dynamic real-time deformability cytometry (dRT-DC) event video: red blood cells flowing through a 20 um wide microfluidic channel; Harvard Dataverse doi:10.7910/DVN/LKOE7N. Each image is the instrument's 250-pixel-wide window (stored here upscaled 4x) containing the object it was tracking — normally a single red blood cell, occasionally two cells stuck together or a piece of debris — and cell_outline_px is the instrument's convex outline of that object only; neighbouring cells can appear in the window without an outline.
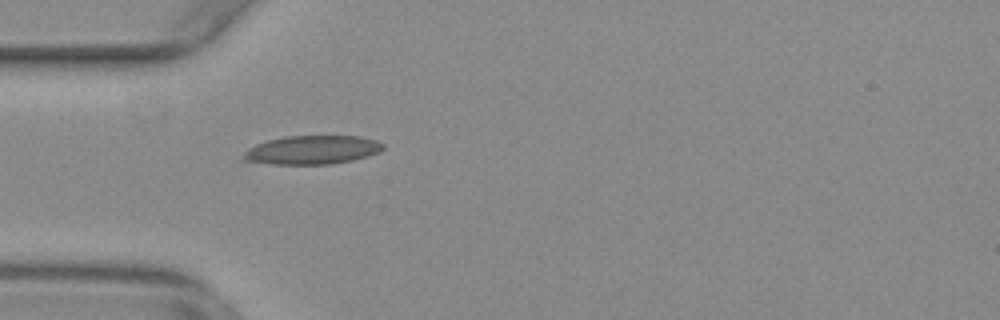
{"species": "common noctule bat (a hibernating species)", "species_latin": "Nyctalus noctula", "temperature_condition": "warm", "stored_images_in_passage": 37, "camera_frame_rate_fps": 3000, "um_per_image_px": 0.085, "animal": {"sex": "female", "body_mass_g": 29.2, "forearm_length_mm": 56.3}, "frame": {"image": 1, "passage_image": 2, "time_ms": 0.333, "image_size_px": [1000, 320], "cell_outline_px": [[384, 148], [368, 156], [352, 160], [332, 164], [272, 164], [240, 160], [240, 156], [248, 148], [256, 144], [268, 140], [284, 136], [360, 136], [376, 140], [384, 144]], "centroid_in_image_um": [26.49, 12.74], "position_along_channel_um": 58.5, "area_um2": 23.47}}
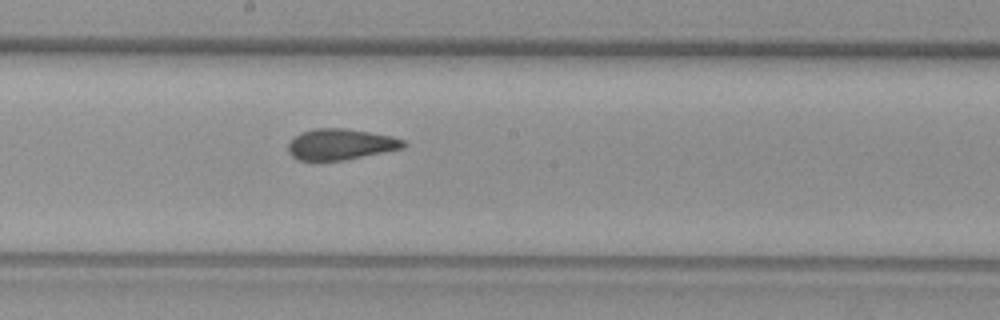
{"frame": {"image": 2, "passage_image": 15, "time_ms": 4.667, "image_size_px": [1000, 320], "cell_outline_px": [[404, 148], [344, 160], [296, 160], [288, 152], [288, 144], [300, 132], [316, 128], [344, 128], [392, 136], [404, 140]], "centroid_in_image_um": [28.93, 12.27], "position_along_channel_um": 219.3, "area_um2": 20.63}}
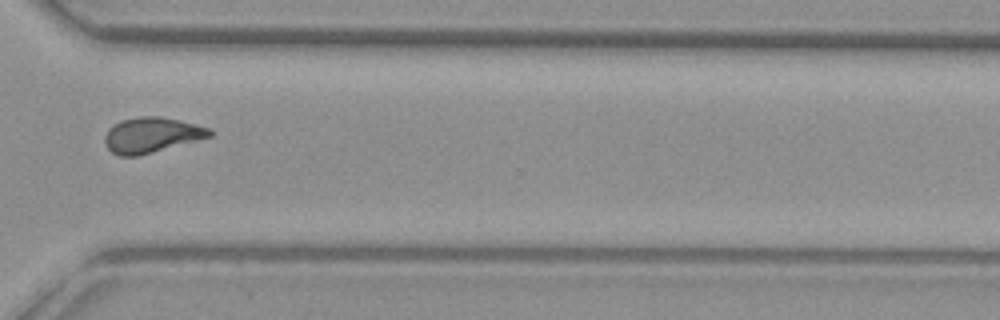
{"frame": {"image": 3, "passage_image": 26, "time_ms": 8.333, "image_size_px": [1000, 320], "cell_outline_px": [[212, 136], [136, 156], [120, 156], [112, 152], [104, 144], [104, 136], [108, 128], [120, 120], [140, 116], [160, 116], [180, 120], [196, 124], [208, 128], [212, 132]], "centroid_in_image_um": [12.84, 11.46], "position_along_channel_um": 357.8, "area_um2": 21.44}, "authors_computed_cell_mechanics": {"area_um2": 21.3282, "velocity_mm_per_s": 3.7761, "shape_relaxation_time_tau1_ms": 5.579, "shape_relaxation_time_tau2_ms": 1.2542, "deformation_change_tau1": 0.1916, "deformation_change_tau2": 0.0982}}